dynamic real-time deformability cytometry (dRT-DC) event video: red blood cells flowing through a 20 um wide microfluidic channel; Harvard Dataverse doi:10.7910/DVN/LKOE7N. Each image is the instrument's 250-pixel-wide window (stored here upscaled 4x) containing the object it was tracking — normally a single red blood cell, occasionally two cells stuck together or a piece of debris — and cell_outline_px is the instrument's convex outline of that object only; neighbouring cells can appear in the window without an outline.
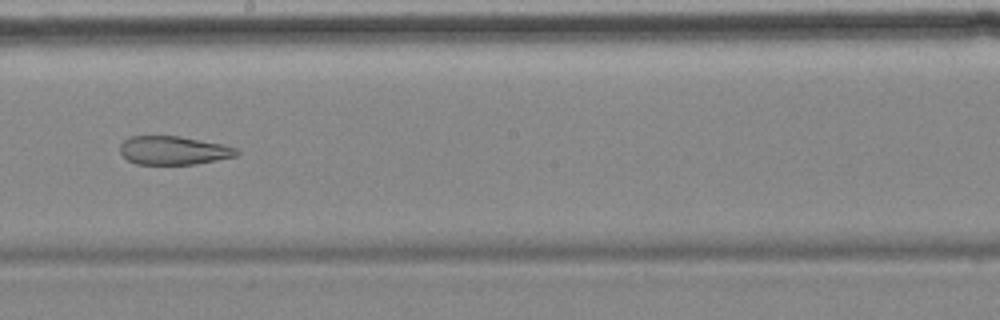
{"species": "common noctule bat (a hibernating species)", "species_latin": "Nyctalus noctula", "temperature_condition": "cold", "stored_images_in_passage": 12, "camera_frame_rate_fps": 3000, "um_per_image_px": 0.085, "animal": {"sex": "female", "body_mass_g": 18.4}, "frame": {"image": 1, "passage_image": 6, "time_ms": 6.0, "image_size_px": [1000, 320], "cell_outline_px": [[240, 152], [236, 156], [196, 164], [136, 164], [128, 160], [120, 152], [120, 144], [128, 136], [180, 136], [224, 144], [236, 148]], "centroid_in_image_um": [14.75, 12.78], "position_along_channel_um": 233.4, "area_um2": 19.48}}
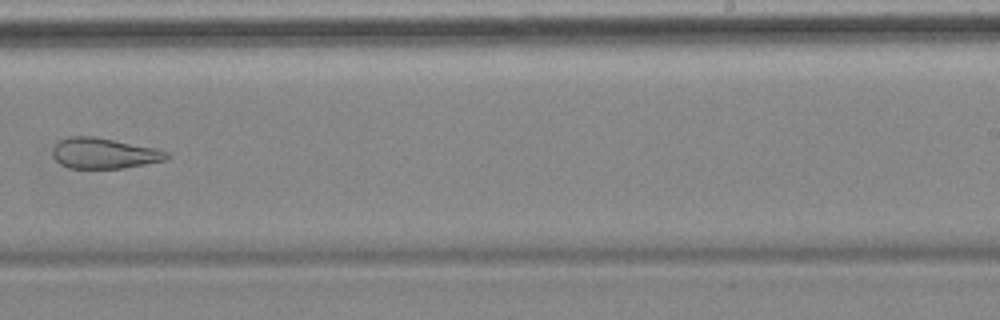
{"frame": {"image": 2, "passage_image": 7, "time_ms": 7.333, "image_size_px": [1000, 320], "cell_outline_px": [[172, 156], [164, 160], [124, 168], [68, 168], [60, 164], [52, 156], [52, 148], [60, 140], [68, 136], [92, 136], [156, 148], [168, 152]], "centroid_in_image_um": [8.82, 13.03], "position_along_channel_um": 280.2, "area_um2": 20.35}}